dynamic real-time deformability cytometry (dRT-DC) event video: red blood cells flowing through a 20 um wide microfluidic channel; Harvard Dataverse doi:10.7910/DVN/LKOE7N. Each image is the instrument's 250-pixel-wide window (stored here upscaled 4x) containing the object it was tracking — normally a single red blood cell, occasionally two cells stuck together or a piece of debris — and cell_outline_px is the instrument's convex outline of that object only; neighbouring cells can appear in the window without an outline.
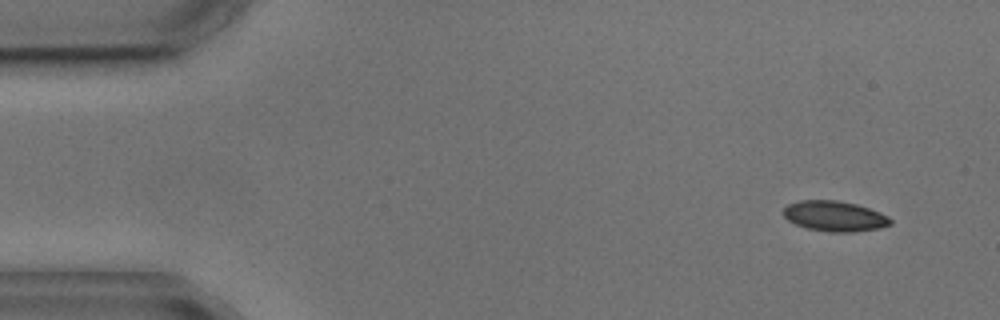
{"species": "common noctule bat (a hibernating species)", "species_latin": "Nyctalus noctula", "temperature_condition": "cold", "stored_images_in_passage": 4, "camera_frame_rate_fps": 3000, "um_per_image_px": 0.085, "animal": {"sex": "male", "body_mass_g": 17.9, "forearm_length_mm": 54.2}, "frame": {"image": 1, "passage_image": 1, "time_ms": 0.0, "image_size_px": [1000, 320], "cell_outline_px": [[892, 224], [880, 228], [852, 232], [832, 232], [808, 228], [796, 224], [788, 220], [784, 216], [784, 208], [788, 204], [800, 200], [836, 200], [856, 204], [880, 212], [888, 216], [892, 220]], "centroid_in_image_um": [70.96, 18.37], "position_along_channel_um": 14.0, "area_um2": 18.84}}
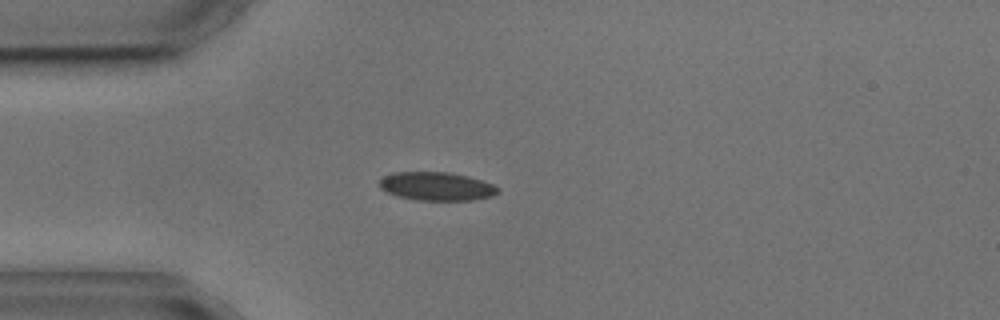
{"frame": {"image": 2, "passage_image": 4, "time_ms": 3.333, "image_size_px": [1000, 320], "cell_outline_px": [[500, 192], [492, 196], [472, 200], [416, 200], [396, 196], [380, 188], [380, 180], [384, 176], [392, 172], [448, 172], [468, 176], [492, 184], [500, 188]], "centroid_in_image_um": [37.11, 15.84], "position_along_channel_um": 47.9, "area_um2": 19.65}}